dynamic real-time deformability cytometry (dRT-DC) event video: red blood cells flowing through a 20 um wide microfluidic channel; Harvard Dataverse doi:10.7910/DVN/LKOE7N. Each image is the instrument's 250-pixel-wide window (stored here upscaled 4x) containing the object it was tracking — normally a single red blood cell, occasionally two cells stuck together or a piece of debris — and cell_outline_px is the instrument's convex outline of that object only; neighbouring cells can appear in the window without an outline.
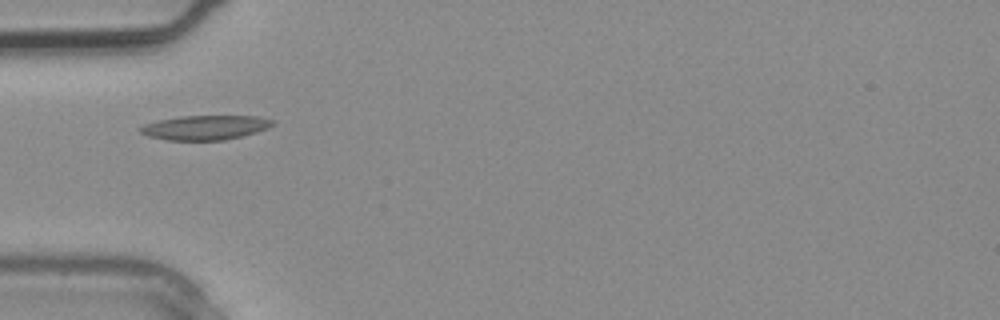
{"species": "common noctule bat (a hibernating species)", "species_latin": "Nyctalus noctula", "temperature_condition": "warm", "stored_images_in_passage": 2, "camera_frame_rate_fps": 3000, "um_per_image_px": 0.085, "animal": {"sex": "male", "body_mass_g": 20.4}, "frame": {"image": 1, "passage_image": 2, "time_ms": 0.333, "image_size_px": [1000, 320], "cell_outline_px": [[276, 124], [268, 128], [256, 132], [224, 140], [168, 140], [148, 136], [140, 132], [140, 128], [144, 124], [156, 120], [180, 116], [256, 116], [276, 120]], "centroid_in_image_um": [17.46, 10.83], "position_along_channel_um": 67.5, "area_um2": 18.9}}